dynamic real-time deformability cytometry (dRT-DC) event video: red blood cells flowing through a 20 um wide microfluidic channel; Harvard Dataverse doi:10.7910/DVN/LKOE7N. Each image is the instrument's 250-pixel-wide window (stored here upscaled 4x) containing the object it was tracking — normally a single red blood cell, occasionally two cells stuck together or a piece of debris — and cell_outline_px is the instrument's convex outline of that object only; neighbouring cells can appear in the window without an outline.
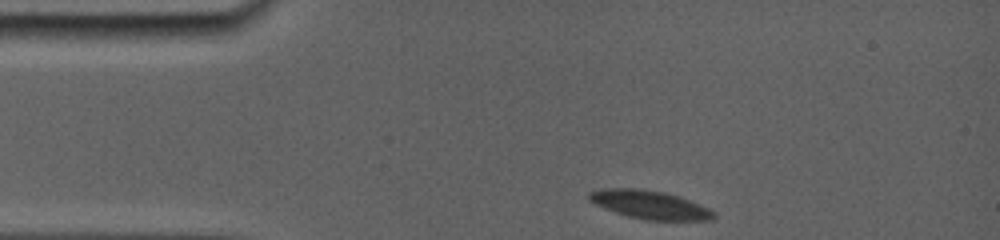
{"species": "common noctule bat (a hibernating species)", "species_latin": "Nyctalus noctula", "temperature_condition": "room temperature", "stored_images_in_passage": 67, "camera_frame_rate_fps": 5000, "um_per_image_px": 0.085, "animal": {"sex": "female", "body_mass_g": 19.0, "forearm_length_mm": 56.7}, "frame": {"image": 1, "passage_image": 1, "time_ms": 0.0, "image_size_px": [1000, 240], "cell_outline_px": [[716, 216], [712, 220], [644, 220], [628, 216], [604, 208], [588, 200], [584, 196], [588, 192], [600, 188], [640, 188], [664, 192], [680, 196], [700, 204], [716, 212]], "centroid_in_image_um": [55.2, 17.39], "position_along_channel_um": 29.8, "area_um2": 20.92}}
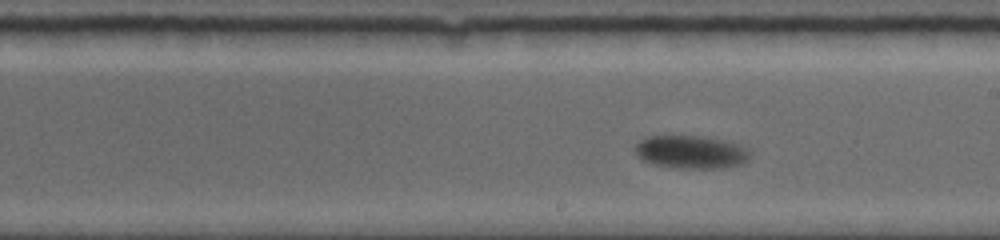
{"frame": {"image": 2, "passage_image": 39, "time_ms": 6.8, "image_size_px": [1000, 240], "cell_outline_px": [[752, 152], [748, 160], [740, 164], [724, 168], [672, 168], [640, 160], [636, 156], [636, 144], [640, 140], [648, 136], [704, 136], [724, 140], [740, 144]], "centroid_in_image_um": [58.75, 12.92], "position_along_channel_um": 230.2, "area_um2": 22.37}}
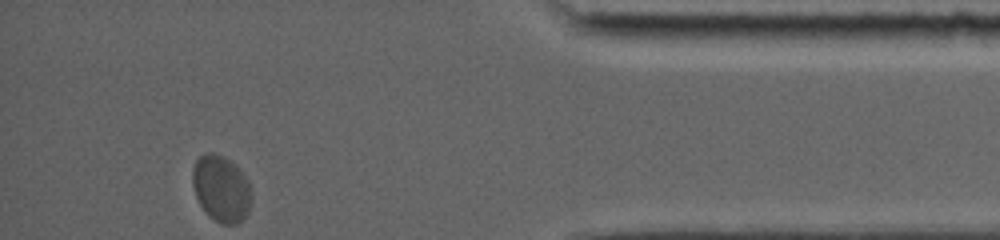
{"frame": {"image": 3, "passage_image": 67, "time_ms": 12.8, "image_size_px": [1000, 240], "cell_outline_px": [[252, 196], [248, 212], [236, 224], [220, 224], [208, 216], [200, 204], [196, 196], [192, 184], [192, 172], [196, 160], [204, 152], [212, 152], [224, 156], [248, 180], [252, 192]], "centroid_in_image_um": [18.79, 16.04], "position_along_channel_um": 416.4, "area_um2": 22.72}, "authors_computed_cell_mechanics": {"area_um2": 21.675, "velocity_mm_per_s": 3.5932, "shape_relaxation_time_tau1_ms": 2.6448, "shape_relaxation_time_tau2_ms": null, "deformation_change_tau1": 0.081, "deformation_change_tau2": null}}